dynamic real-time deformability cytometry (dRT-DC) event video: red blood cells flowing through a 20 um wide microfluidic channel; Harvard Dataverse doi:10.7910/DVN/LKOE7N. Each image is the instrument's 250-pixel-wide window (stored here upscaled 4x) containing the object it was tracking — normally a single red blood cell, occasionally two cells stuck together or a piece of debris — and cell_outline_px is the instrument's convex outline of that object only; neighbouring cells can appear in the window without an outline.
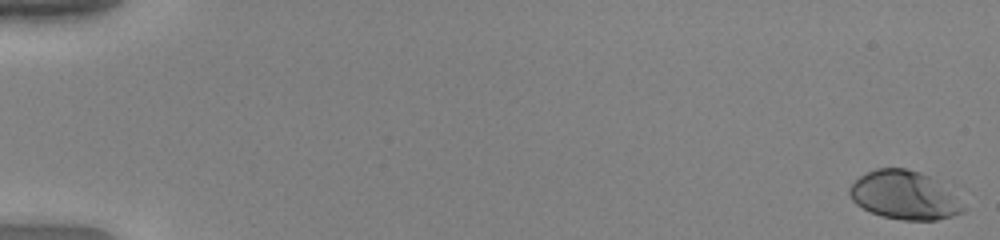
{"species": "human", "species_latin": "Homo sapiens", "temperature_condition": "warm", "stored_images_in_passage": 54, "camera_frame_rate_fps": 3000, "um_per_image_px": 0.085, "donor": {"sex": "female"}, "frame": {"image": 1, "passage_image": 1, "time_ms": 0.0, "image_size_px": [1000, 240], "cell_outline_px": [[968, 208], [964, 212], [952, 216], [936, 220], [900, 220], [880, 216], [856, 204], [852, 200], [848, 192], [848, 188], [860, 176], [876, 168], [904, 168], [920, 172], [952, 188]], "centroid_in_image_um": [76.95, 16.6], "position_along_channel_um": 8.1, "area_um2": 32.66}}
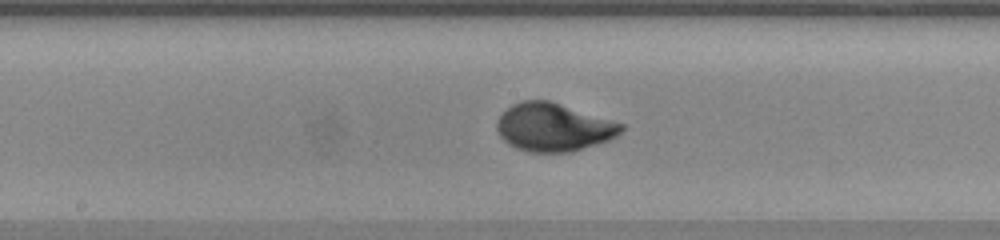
{"frame": {"image": 2, "passage_image": 30, "time_ms": 9.667, "image_size_px": [1000, 240], "cell_outline_px": [[624, 128], [616, 136], [608, 140], [572, 152], [528, 152], [516, 148], [508, 144], [496, 132], [496, 120], [512, 104], [520, 100], [548, 100], [624, 124]], "centroid_in_image_um": [47.01, 10.82], "position_along_channel_um": 201.2, "area_um2": 34.74}}
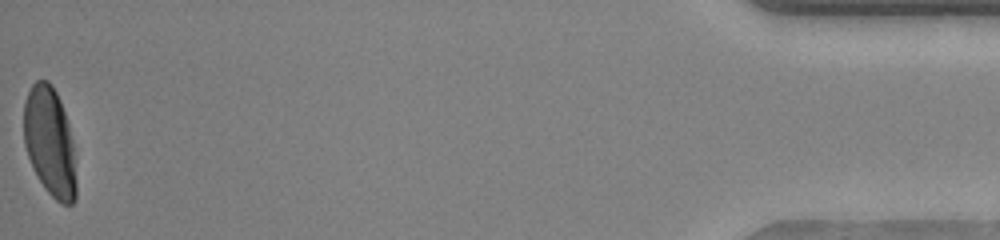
{"frame": {"image": 3, "passage_image": 54, "time_ms": 17.667, "image_size_px": [1000, 240], "cell_outline_px": [[76, 196], [72, 204], [60, 204], [44, 188], [28, 156], [24, 144], [24, 100], [32, 84], [36, 80], [48, 80], [56, 92], [60, 100], [68, 124], [72, 140], [76, 184]], "centroid_in_image_um": [4.22, 12.05], "position_along_channel_um": 431.0, "area_um2": 33.0}, "authors_computed_cell_mechanics": {"area_um2": 33.0327, "velocity_mm_per_s": 3.9506, "shape_relaxation_time_tau1_ms": 3.0136, "shape_relaxation_time_tau2_ms": null, "deformation_change_tau1": 0.2021, "deformation_change_tau2": null}}